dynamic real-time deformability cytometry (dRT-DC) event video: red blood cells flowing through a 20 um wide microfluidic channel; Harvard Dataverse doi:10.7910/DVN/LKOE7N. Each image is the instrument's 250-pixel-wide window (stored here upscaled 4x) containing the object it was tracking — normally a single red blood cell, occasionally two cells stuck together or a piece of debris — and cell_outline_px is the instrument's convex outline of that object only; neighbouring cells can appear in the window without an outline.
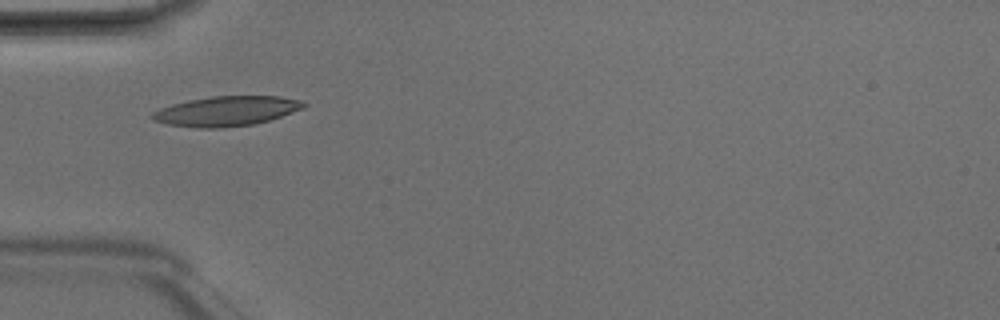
{"species": "Egyptian fruit bat (a non-hibernating species)", "species_latin": "Rousettus aegyptiacus", "temperature_condition": "room temperature", "stored_images_in_passage": 4, "camera_frame_rate_fps": 3000, "um_per_image_px": 0.085, "animal": {"sex": "male"}, "frame": {"image": 1, "passage_image": 4, "time_ms": 1.0, "image_size_px": [1000, 320], "cell_outline_px": [[308, 104], [304, 108], [268, 120], [252, 124], [220, 128], [196, 128], [168, 124], [152, 120], [148, 116], [152, 112], [160, 108], [172, 104], [188, 100], [212, 96], [280, 96], [304, 100]], "centroid_in_image_um": [19.23, 9.43], "position_along_channel_um": 65.8, "area_um2": 26.41}}